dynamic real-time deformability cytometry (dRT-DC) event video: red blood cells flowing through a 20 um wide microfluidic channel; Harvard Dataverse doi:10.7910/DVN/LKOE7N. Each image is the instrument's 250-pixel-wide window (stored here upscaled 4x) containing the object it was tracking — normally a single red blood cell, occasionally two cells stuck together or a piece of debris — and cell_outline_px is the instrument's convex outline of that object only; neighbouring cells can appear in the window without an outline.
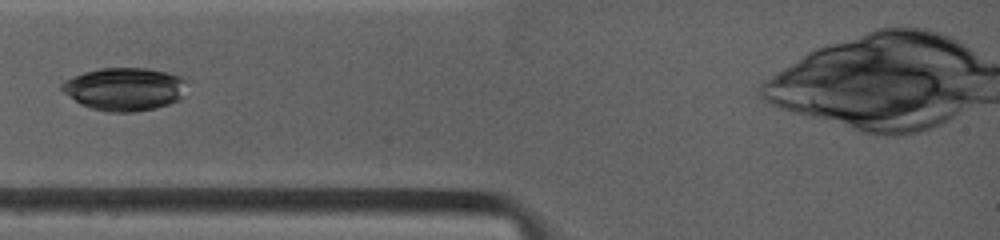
{"species": "common noctule bat (a hibernating species)", "species_latin": "Nyctalus noctula", "temperature_condition": "warm", "stored_images_in_passage": 4, "camera_frame_rate_fps": 4500, "um_per_image_px": 0.085, "animal": {"sex": "female", "body_mass_g": 19.0, "forearm_length_mm": 53.3}, "frame": {"image": 1, "passage_image": 1, "time_ms": 0.0, "image_size_px": [1000, 240], "cell_outline_px": [[188, 80], [184, 96], [168, 104], [156, 108], [136, 112], [108, 112], [92, 108], [80, 104], [64, 92], [60, 88], [60, 84], [64, 80], [84, 72], [100, 68], [144, 68], [164, 72], [180, 76]], "centroid_in_image_um": [10.6, 7.57], "position_along_channel_um": 74.4, "area_um2": 31.44}}
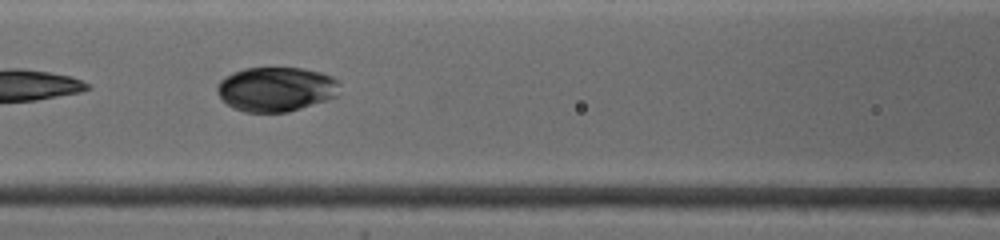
{"frame": {"image": 2, "passage_image": 3, "time_ms": 1.778, "image_size_px": [1000, 240], "cell_outline_px": [[340, 84], [336, 96], [288, 112], [244, 112], [232, 108], [216, 92], [216, 88], [220, 80], [224, 76], [232, 72], [244, 68], [304, 68], [320, 72], [332, 76], [340, 80]], "centroid_in_image_um": [23.45, 7.57], "position_along_channel_um": 143.2, "area_um2": 31.85}}
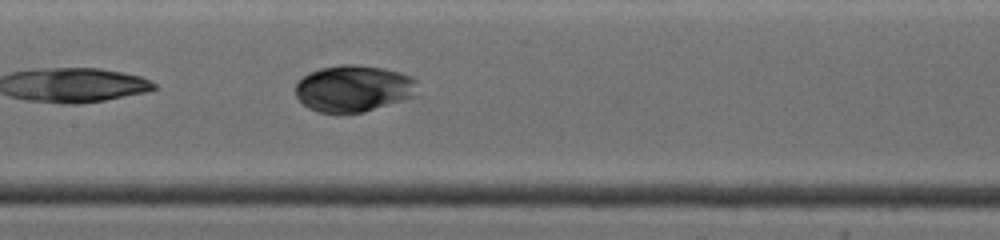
{"frame": {"image": 3, "passage_image": 4, "time_ms": 2.667, "image_size_px": [1000, 240], "cell_outline_px": [[416, 96], [404, 100], [364, 112], [320, 112], [308, 108], [296, 96], [296, 84], [308, 72], [320, 68], [344, 64], [352, 64], [384, 68], [400, 72], [412, 76], [416, 80]], "centroid_in_image_um": [30.07, 7.51], "position_along_channel_um": 177.3, "area_um2": 33.12}}